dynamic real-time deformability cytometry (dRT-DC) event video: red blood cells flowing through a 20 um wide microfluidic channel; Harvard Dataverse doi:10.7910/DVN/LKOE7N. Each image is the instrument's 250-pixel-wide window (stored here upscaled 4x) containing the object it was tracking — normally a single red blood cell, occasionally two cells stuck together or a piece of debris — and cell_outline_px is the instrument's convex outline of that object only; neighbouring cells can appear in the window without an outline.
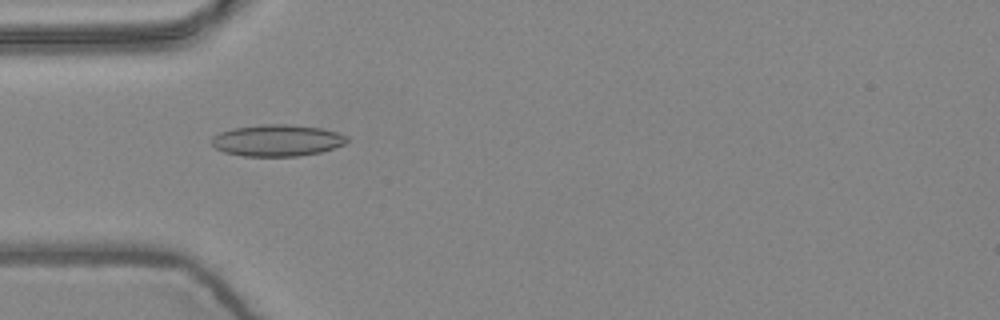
{"species": "common noctule bat (a hibernating species)", "species_latin": "Nyctalus noctula", "temperature_condition": "warm", "stored_images_in_passage": 5, "camera_frame_rate_fps": 3000, "um_per_image_px": 0.085, "animal": {"sex": "female", "body_mass_g": 24.6, "forearm_length_mm": 56.2}, "frame": {"image": 1, "passage_image": 4, "time_ms": 1.0, "image_size_px": [1000, 320], "cell_outline_px": [[348, 140], [344, 144], [320, 152], [300, 156], [244, 156], [224, 152], [216, 148], [212, 144], [212, 136], [220, 132], [232, 128], [260, 124], [288, 124], [320, 128], [336, 132], [348, 136]], "centroid_in_image_um": [23.54, 11.93], "position_along_channel_um": 61.5, "area_um2": 24.91}}
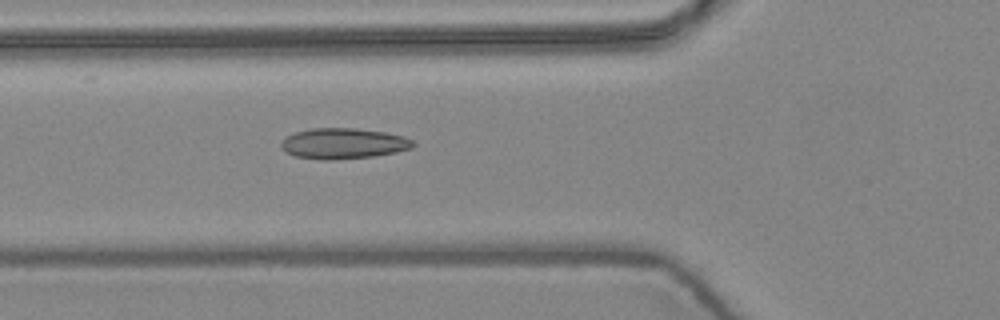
{"frame": {"image": 2, "passage_image": 5, "time_ms": 1.333, "image_size_px": [1000, 320], "cell_outline_px": [[416, 144], [412, 148], [396, 152], [372, 156], [336, 160], [320, 160], [296, 156], [284, 152], [280, 148], [280, 140], [296, 132], [312, 128], [356, 128], [384, 132], [404, 136], [412, 140]], "centroid_in_image_um": [29.16, 12.2], "position_along_channel_um": 96.6, "area_um2": 23.76}}